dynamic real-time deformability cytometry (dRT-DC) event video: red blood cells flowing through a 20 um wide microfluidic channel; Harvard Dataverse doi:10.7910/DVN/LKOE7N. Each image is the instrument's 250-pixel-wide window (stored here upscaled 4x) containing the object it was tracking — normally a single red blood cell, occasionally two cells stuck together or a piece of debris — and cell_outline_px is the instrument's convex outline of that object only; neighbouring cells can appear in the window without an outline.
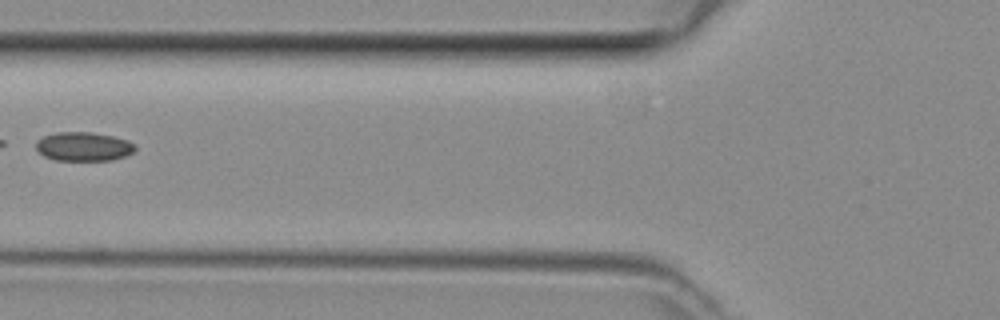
{"species": "common noctule bat (a hibernating species)", "species_latin": "Nyctalus noctula", "temperature_condition": "room temperature", "stored_images_in_passage": 2, "camera_frame_rate_fps": 3000, "um_per_image_px": 0.085, "animal": {"sex": "female", "body_mass_g": 29.2, "forearm_length_mm": 56.3}, "frame": {"image": 1, "passage_image": 2, "time_ms": 0.333, "image_size_px": [1000, 320], "cell_outline_px": [[136, 148], [132, 152], [124, 156], [112, 160], [56, 160], [44, 156], [36, 148], [36, 140], [44, 136], [56, 132], [92, 132], [112, 136], [128, 140], [136, 144]], "centroid_in_image_um": [7.11, 12.45], "position_along_channel_um": 118.7, "area_um2": 16.7}}